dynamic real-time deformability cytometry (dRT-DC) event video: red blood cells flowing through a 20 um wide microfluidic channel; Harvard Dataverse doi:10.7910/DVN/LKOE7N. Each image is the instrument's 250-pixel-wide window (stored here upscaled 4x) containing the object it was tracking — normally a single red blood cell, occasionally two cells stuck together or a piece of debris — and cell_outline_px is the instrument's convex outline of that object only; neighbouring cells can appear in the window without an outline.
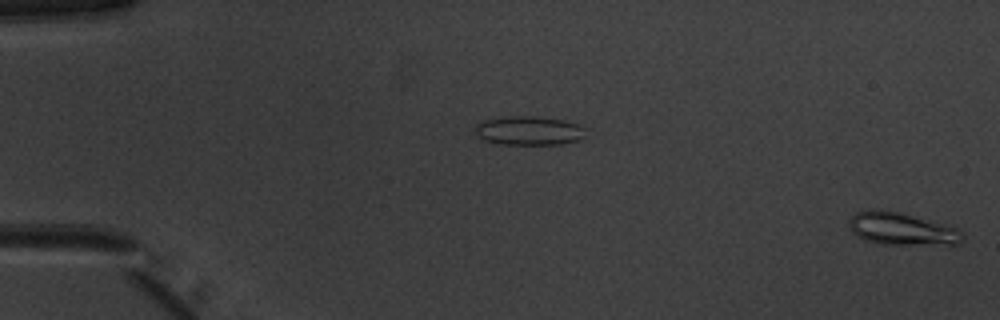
{"species": "common noctule bat (a hibernating species)", "species_latin": "Nyctalus noctula", "temperature_condition": "warm", "stored_images_in_passage": 52, "camera_frame_rate_fps": 3000, "um_per_image_px": 0.085, "animal": {"sex": "male", "body_mass_g": 20.1, "forearm_length_mm": 53.5}, "frame": {"image": 1, "passage_image": 1, "time_ms": 0.0, "image_size_px": [1000, 320], "cell_outline_px": [[964, 236], [956, 244], [880, 244], [864, 240], [852, 232], [848, 224], [848, 220], [856, 212], [872, 208], [900, 212], [944, 224], [956, 228]], "centroid_in_image_um": [76.57, 19.44], "position_along_channel_um": 8.4, "area_um2": 21.33}}
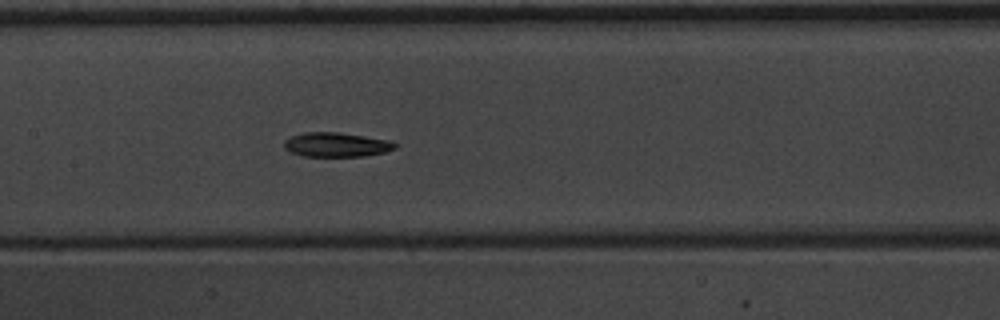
{"frame": {"image": 2, "passage_image": 26, "time_ms": 8.333, "image_size_px": [1000, 320], "cell_outline_px": [[396, 148], [384, 152], [364, 156], [304, 156], [288, 152], [284, 148], [284, 140], [292, 136], [304, 132], [340, 132], [392, 140], [396, 144]], "centroid_in_image_um": [28.59, 12.29], "position_along_channel_um": 178.8, "area_um2": 15.9}}
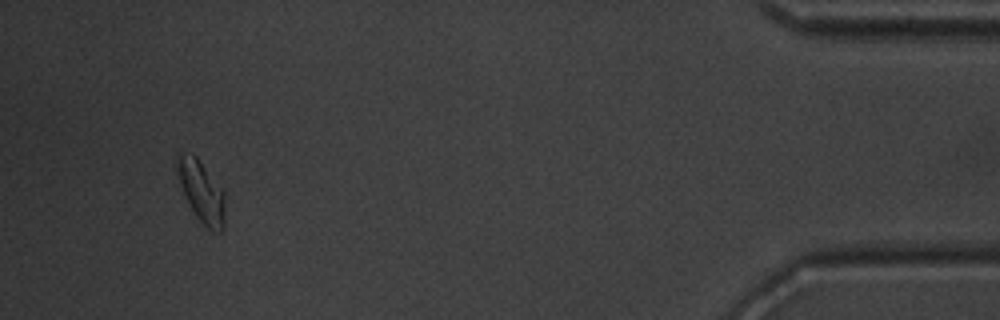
{"frame": {"image": 3, "passage_image": 49, "time_ms": 16.0, "image_size_px": [1000, 320], "cell_outline_px": [[224, 228], [220, 232], [212, 232], [196, 216], [180, 184], [176, 168], [176, 156], [180, 152], [192, 152], [196, 156], [224, 188]], "centroid_in_image_um": [17.14, 16.22], "position_along_channel_um": 418.1, "area_um2": 17.28}, "authors_computed_cell_mechanics": {"area_um2": 16.5019, "velocity_mm_per_s": 3.9761, "shape_relaxation_time_tau1_ms": 3.9331, "shape_relaxation_time_tau2_ms": null, "deformation_change_tau1": 0.1441, "deformation_change_tau2": null}}